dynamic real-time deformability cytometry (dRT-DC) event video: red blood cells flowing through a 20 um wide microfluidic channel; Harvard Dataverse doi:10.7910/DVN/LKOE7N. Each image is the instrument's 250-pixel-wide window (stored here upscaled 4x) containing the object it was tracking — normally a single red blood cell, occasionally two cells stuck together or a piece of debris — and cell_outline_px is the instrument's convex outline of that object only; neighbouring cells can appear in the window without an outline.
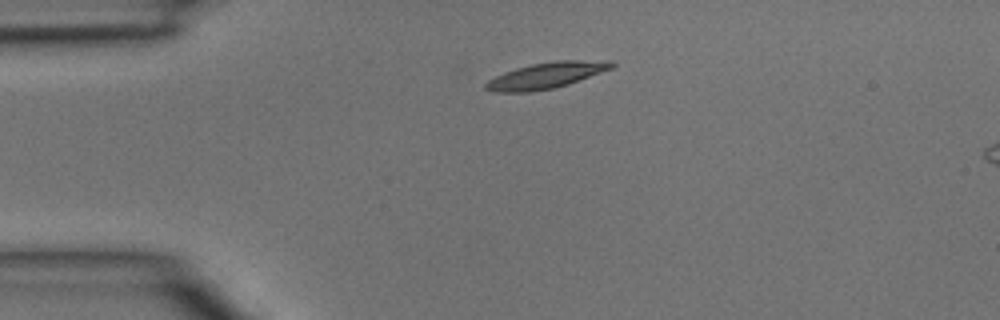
{"species": "common noctule bat (a hibernating species)", "species_latin": "Nyctalus noctula", "temperature_condition": "room temperature", "stored_images_in_passage": 3, "camera_frame_rate_fps": 3000, "um_per_image_px": 0.085, "animal": {"sex": "male", "body_mass_g": 15.6}, "frame": {"image": 1, "passage_image": 1, "time_ms": 0.0, "image_size_px": [1000, 320], "cell_outline_px": [[616, 64], [612, 68], [568, 84], [552, 88], [532, 92], [492, 92], [484, 88], [484, 84], [488, 80], [504, 72], [516, 68], [532, 64], [556, 60], [612, 60]], "centroid_in_image_um": [46.42, 6.4], "position_along_channel_um": 38.6, "area_um2": 19.13}}